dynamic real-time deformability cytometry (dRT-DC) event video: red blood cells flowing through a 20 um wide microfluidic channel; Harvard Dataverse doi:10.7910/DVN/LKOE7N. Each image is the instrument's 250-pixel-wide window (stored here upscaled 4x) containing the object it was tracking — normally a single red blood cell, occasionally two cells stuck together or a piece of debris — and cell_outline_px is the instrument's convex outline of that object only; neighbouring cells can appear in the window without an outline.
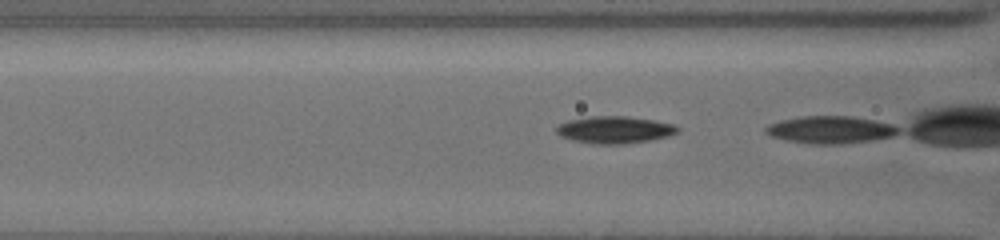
{"species": "common noctule bat (a hibernating species)", "species_latin": "Nyctalus noctula", "temperature_condition": "cold", "stored_images_in_passage": 17, "camera_frame_rate_fps": 3000, "um_per_image_px": 0.085, "animal": {"sex": "female", "body_mass_g": 19.5, "forearm_length_mm": 54.1}, "frame": {"image": 1, "passage_image": 12, "time_ms": 3.0, "image_size_px": [1000, 240], "cell_outline_px": [[680, 128], [676, 132], [668, 136], [652, 140], [624, 144], [592, 144], [572, 140], [560, 136], [556, 132], [556, 128], [560, 124], [568, 120], [592, 116], [624, 116], [652, 120], [672, 124]], "centroid_in_image_um": [52.21, 11.04], "position_along_channel_um": 114.4, "area_um2": 19.07}}